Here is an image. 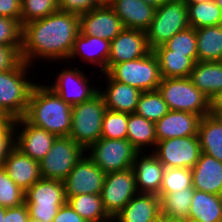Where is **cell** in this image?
Wrapping results in <instances>:
<instances>
[{
	"mask_svg": "<svg viewBox=\"0 0 222 222\" xmlns=\"http://www.w3.org/2000/svg\"><path fill=\"white\" fill-rule=\"evenodd\" d=\"M80 32L79 15L57 10L23 25L21 60L34 67L38 59L68 60Z\"/></svg>",
	"mask_w": 222,
	"mask_h": 222,
	"instance_id": "6da1fadb",
	"label": "cell"
},
{
	"mask_svg": "<svg viewBox=\"0 0 222 222\" xmlns=\"http://www.w3.org/2000/svg\"><path fill=\"white\" fill-rule=\"evenodd\" d=\"M24 118L30 124L57 137L69 136L72 106L64 102L47 84L36 83L31 91Z\"/></svg>",
	"mask_w": 222,
	"mask_h": 222,
	"instance_id": "7a4b0ae2",
	"label": "cell"
},
{
	"mask_svg": "<svg viewBox=\"0 0 222 222\" xmlns=\"http://www.w3.org/2000/svg\"><path fill=\"white\" fill-rule=\"evenodd\" d=\"M31 67L20 60L13 68L0 72V111L13 120L26 114L29 97L36 84L28 77Z\"/></svg>",
	"mask_w": 222,
	"mask_h": 222,
	"instance_id": "3957f363",
	"label": "cell"
},
{
	"mask_svg": "<svg viewBox=\"0 0 222 222\" xmlns=\"http://www.w3.org/2000/svg\"><path fill=\"white\" fill-rule=\"evenodd\" d=\"M169 110L209 115V98L204 95L189 77L162 78L157 88Z\"/></svg>",
	"mask_w": 222,
	"mask_h": 222,
	"instance_id": "277c9868",
	"label": "cell"
},
{
	"mask_svg": "<svg viewBox=\"0 0 222 222\" xmlns=\"http://www.w3.org/2000/svg\"><path fill=\"white\" fill-rule=\"evenodd\" d=\"M106 110L99 92L91 99L72 106L69 137L86 150L101 138L102 120Z\"/></svg>",
	"mask_w": 222,
	"mask_h": 222,
	"instance_id": "5b68a950",
	"label": "cell"
},
{
	"mask_svg": "<svg viewBox=\"0 0 222 222\" xmlns=\"http://www.w3.org/2000/svg\"><path fill=\"white\" fill-rule=\"evenodd\" d=\"M187 27V0H168L156 8L155 16L146 30L150 50L164 45L172 36Z\"/></svg>",
	"mask_w": 222,
	"mask_h": 222,
	"instance_id": "8992f818",
	"label": "cell"
},
{
	"mask_svg": "<svg viewBox=\"0 0 222 222\" xmlns=\"http://www.w3.org/2000/svg\"><path fill=\"white\" fill-rule=\"evenodd\" d=\"M24 196L29 217L42 222H52L67 201L63 181L55 179L41 178L25 191Z\"/></svg>",
	"mask_w": 222,
	"mask_h": 222,
	"instance_id": "52a82bcc",
	"label": "cell"
},
{
	"mask_svg": "<svg viewBox=\"0 0 222 222\" xmlns=\"http://www.w3.org/2000/svg\"><path fill=\"white\" fill-rule=\"evenodd\" d=\"M106 73L113 80L142 92L157 90L162 79L157 57L152 50L144 57L115 64Z\"/></svg>",
	"mask_w": 222,
	"mask_h": 222,
	"instance_id": "ba28073f",
	"label": "cell"
},
{
	"mask_svg": "<svg viewBox=\"0 0 222 222\" xmlns=\"http://www.w3.org/2000/svg\"><path fill=\"white\" fill-rule=\"evenodd\" d=\"M138 152L128 139H107L102 137L85 150V154L104 173L132 168Z\"/></svg>",
	"mask_w": 222,
	"mask_h": 222,
	"instance_id": "9c48e42d",
	"label": "cell"
},
{
	"mask_svg": "<svg viewBox=\"0 0 222 222\" xmlns=\"http://www.w3.org/2000/svg\"><path fill=\"white\" fill-rule=\"evenodd\" d=\"M84 154L85 150L69 136L56 137L51 149L39 161L41 177L63 181Z\"/></svg>",
	"mask_w": 222,
	"mask_h": 222,
	"instance_id": "30bf717a",
	"label": "cell"
},
{
	"mask_svg": "<svg viewBox=\"0 0 222 222\" xmlns=\"http://www.w3.org/2000/svg\"><path fill=\"white\" fill-rule=\"evenodd\" d=\"M152 152L165 167L192 169L199 160L201 147L197 135L158 141Z\"/></svg>",
	"mask_w": 222,
	"mask_h": 222,
	"instance_id": "8fae6325",
	"label": "cell"
},
{
	"mask_svg": "<svg viewBox=\"0 0 222 222\" xmlns=\"http://www.w3.org/2000/svg\"><path fill=\"white\" fill-rule=\"evenodd\" d=\"M137 193L133 168L106 173L101 192L104 210L113 218Z\"/></svg>",
	"mask_w": 222,
	"mask_h": 222,
	"instance_id": "7c38bea8",
	"label": "cell"
},
{
	"mask_svg": "<svg viewBox=\"0 0 222 222\" xmlns=\"http://www.w3.org/2000/svg\"><path fill=\"white\" fill-rule=\"evenodd\" d=\"M106 173L86 154L63 180L66 199L81 194H101Z\"/></svg>",
	"mask_w": 222,
	"mask_h": 222,
	"instance_id": "4fadbf2b",
	"label": "cell"
},
{
	"mask_svg": "<svg viewBox=\"0 0 222 222\" xmlns=\"http://www.w3.org/2000/svg\"><path fill=\"white\" fill-rule=\"evenodd\" d=\"M75 69V70H74ZM62 69L56 76V81L47 86L71 106L80 104L91 99L99 92V88L90 85L89 79L78 67Z\"/></svg>",
	"mask_w": 222,
	"mask_h": 222,
	"instance_id": "5bb4252c",
	"label": "cell"
},
{
	"mask_svg": "<svg viewBox=\"0 0 222 222\" xmlns=\"http://www.w3.org/2000/svg\"><path fill=\"white\" fill-rule=\"evenodd\" d=\"M14 124L15 147L33 160L41 161L51 149L57 136L30 124L24 117L14 120Z\"/></svg>",
	"mask_w": 222,
	"mask_h": 222,
	"instance_id": "9a60e30c",
	"label": "cell"
},
{
	"mask_svg": "<svg viewBox=\"0 0 222 222\" xmlns=\"http://www.w3.org/2000/svg\"><path fill=\"white\" fill-rule=\"evenodd\" d=\"M80 33L110 42L124 29L120 18L105 1L101 6L79 16Z\"/></svg>",
	"mask_w": 222,
	"mask_h": 222,
	"instance_id": "2e32d148",
	"label": "cell"
},
{
	"mask_svg": "<svg viewBox=\"0 0 222 222\" xmlns=\"http://www.w3.org/2000/svg\"><path fill=\"white\" fill-rule=\"evenodd\" d=\"M150 51L146 31L124 28L110 43L107 71L115 64L144 57Z\"/></svg>",
	"mask_w": 222,
	"mask_h": 222,
	"instance_id": "e0dca14e",
	"label": "cell"
},
{
	"mask_svg": "<svg viewBox=\"0 0 222 222\" xmlns=\"http://www.w3.org/2000/svg\"><path fill=\"white\" fill-rule=\"evenodd\" d=\"M148 152H138L133 162L136 188L138 193L159 195L165 166L153 152Z\"/></svg>",
	"mask_w": 222,
	"mask_h": 222,
	"instance_id": "ac0fdd59",
	"label": "cell"
},
{
	"mask_svg": "<svg viewBox=\"0 0 222 222\" xmlns=\"http://www.w3.org/2000/svg\"><path fill=\"white\" fill-rule=\"evenodd\" d=\"M120 18L124 28L146 31L156 8L142 0H105Z\"/></svg>",
	"mask_w": 222,
	"mask_h": 222,
	"instance_id": "d6986e66",
	"label": "cell"
},
{
	"mask_svg": "<svg viewBox=\"0 0 222 222\" xmlns=\"http://www.w3.org/2000/svg\"><path fill=\"white\" fill-rule=\"evenodd\" d=\"M201 117L183 111L170 110L155 123V134L158 141L176 137L197 135Z\"/></svg>",
	"mask_w": 222,
	"mask_h": 222,
	"instance_id": "ffe728a7",
	"label": "cell"
},
{
	"mask_svg": "<svg viewBox=\"0 0 222 222\" xmlns=\"http://www.w3.org/2000/svg\"><path fill=\"white\" fill-rule=\"evenodd\" d=\"M101 76L106 78L105 91L100 90L107 110L123 112V113H135L139 97L142 93L139 89L132 87L128 84L113 80L107 73H100ZM103 74V75H102Z\"/></svg>",
	"mask_w": 222,
	"mask_h": 222,
	"instance_id": "44dd1931",
	"label": "cell"
},
{
	"mask_svg": "<svg viewBox=\"0 0 222 222\" xmlns=\"http://www.w3.org/2000/svg\"><path fill=\"white\" fill-rule=\"evenodd\" d=\"M110 41L96 36L84 35L79 32L75 38L71 54L67 60L81 57L84 63L97 66L101 73L107 72V62L110 54Z\"/></svg>",
	"mask_w": 222,
	"mask_h": 222,
	"instance_id": "7402d4cb",
	"label": "cell"
},
{
	"mask_svg": "<svg viewBox=\"0 0 222 222\" xmlns=\"http://www.w3.org/2000/svg\"><path fill=\"white\" fill-rule=\"evenodd\" d=\"M8 176L23 191L29 189L36 181L40 180L39 161L33 160L14 147L2 165Z\"/></svg>",
	"mask_w": 222,
	"mask_h": 222,
	"instance_id": "603a6c76",
	"label": "cell"
},
{
	"mask_svg": "<svg viewBox=\"0 0 222 222\" xmlns=\"http://www.w3.org/2000/svg\"><path fill=\"white\" fill-rule=\"evenodd\" d=\"M191 170L194 189L222 196V162L201 153Z\"/></svg>",
	"mask_w": 222,
	"mask_h": 222,
	"instance_id": "cb8c5ba5",
	"label": "cell"
},
{
	"mask_svg": "<svg viewBox=\"0 0 222 222\" xmlns=\"http://www.w3.org/2000/svg\"><path fill=\"white\" fill-rule=\"evenodd\" d=\"M160 214L158 195L137 193L113 219L116 222H149Z\"/></svg>",
	"mask_w": 222,
	"mask_h": 222,
	"instance_id": "d4e9b609",
	"label": "cell"
},
{
	"mask_svg": "<svg viewBox=\"0 0 222 222\" xmlns=\"http://www.w3.org/2000/svg\"><path fill=\"white\" fill-rule=\"evenodd\" d=\"M189 79L210 99L222 90V61H197Z\"/></svg>",
	"mask_w": 222,
	"mask_h": 222,
	"instance_id": "484cf974",
	"label": "cell"
},
{
	"mask_svg": "<svg viewBox=\"0 0 222 222\" xmlns=\"http://www.w3.org/2000/svg\"><path fill=\"white\" fill-rule=\"evenodd\" d=\"M201 152L213 156L222 162V117L206 115L198 125Z\"/></svg>",
	"mask_w": 222,
	"mask_h": 222,
	"instance_id": "4316f807",
	"label": "cell"
},
{
	"mask_svg": "<svg viewBox=\"0 0 222 222\" xmlns=\"http://www.w3.org/2000/svg\"><path fill=\"white\" fill-rule=\"evenodd\" d=\"M152 51L157 57L162 78L189 77L196 63L185 54L173 53L165 45Z\"/></svg>",
	"mask_w": 222,
	"mask_h": 222,
	"instance_id": "83f0119b",
	"label": "cell"
},
{
	"mask_svg": "<svg viewBox=\"0 0 222 222\" xmlns=\"http://www.w3.org/2000/svg\"><path fill=\"white\" fill-rule=\"evenodd\" d=\"M188 217L202 222H222V196L194 189Z\"/></svg>",
	"mask_w": 222,
	"mask_h": 222,
	"instance_id": "f1b7e54d",
	"label": "cell"
},
{
	"mask_svg": "<svg viewBox=\"0 0 222 222\" xmlns=\"http://www.w3.org/2000/svg\"><path fill=\"white\" fill-rule=\"evenodd\" d=\"M127 139L139 152L150 147L153 151L157 143L155 123L136 113L128 114Z\"/></svg>",
	"mask_w": 222,
	"mask_h": 222,
	"instance_id": "f546056e",
	"label": "cell"
},
{
	"mask_svg": "<svg viewBox=\"0 0 222 222\" xmlns=\"http://www.w3.org/2000/svg\"><path fill=\"white\" fill-rule=\"evenodd\" d=\"M187 13L194 29L222 25V10L214 0H187Z\"/></svg>",
	"mask_w": 222,
	"mask_h": 222,
	"instance_id": "4dcf8cb0",
	"label": "cell"
},
{
	"mask_svg": "<svg viewBox=\"0 0 222 222\" xmlns=\"http://www.w3.org/2000/svg\"><path fill=\"white\" fill-rule=\"evenodd\" d=\"M198 61H222V25L196 29Z\"/></svg>",
	"mask_w": 222,
	"mask_h": 222,
	"instance_id": "1f68e13d",
	"label": "cell"
},
{
	"mask_svg": "<svg viewBox=\"0 0 222 222\" xmlns=\"http://www.w3.org/2000/svg\"><path fill=\"white\" fill-rule=\"evenodd\" d=\"M66 202L87 222H106L111 219L104 210L101 194L70 196Z\"/></svg>",
	"mask_w": 222,
	"mask_h": 222,
	"instance_id": "d6a6232c",
	"label": "cell"
},
{
	"mask_svg": "<svg viewBox=\"0 0 222 222\" xmlns=\"http://www.w3.org/2000/svg\"><path fill=\"white\" fill-rule=\"evenodd\" d=\"M194 188L166 194L160 199L161 214L168 218L186 220L192 203Z\"/></svg>",
	"mask_w": 222,
	"mask_h": 222,
	"instance_id": "836d02e7",
	"label": "cell"
},
{
	"mask_svg": "<svg viewBox=\"0 0 222 222\" xmlns=\"http://www.w3.org/2000/svg\"><path fill=\"white\" fill-rule=\"evenodd\" d=\"M169 111L159 91L153 90L141 93L135 113L156 123Z\"/></svg>",
	"mask_w": 222,
	"mask_h": 222,
	"instance_id": "e575fe53",
	"label": "cell"
},
{
	"mask_svg": "<svg viewBox=\"0 0 222 222\" xmlns=\"http://www.w3.org/2000/svg\"><path fill=\"white\" fill-rule=\"evenodd\" d=\"M193 187L192 170L189 168L164 167L159 198L164 195Z\"/></svg>",
	"mask_w": 222,
	"mask_h": 222,
	"instance_id": "d590c367",
	"label": "cell"
},
{
	"mask_svg": "<svg viewBox=\"0 0 222 222\" xmlns=\"http://www.w3.org/2000/svg\"><path fill=\"white\" fill-rule=\"evenodd\" d=\"M196 43V29L189 26L172 36L164 45L169 50H173V53L185 54L197 62L198 52Z\"/></svg>",
	"mask_w": 222,
	"mask_h": 222,
	"instance_id": "8d00e7d4",
	"label": "cell"
},
{
	"mask_svg": "<svg viewBox=\"0 0 222 222\" xmlns=\"http://www.w3.org/2000/svg\"><path fill=\"white\" fill-rule=\"evenodd\" d=\"M128 113L106 110L102 120L101 137L127 139Z\"/></svg>",
	"mask_w": 222,
	"mask_h": 222,
	"instance_id": "74e56055",
	"label": "cell"
},
{
	"mask_svg": "<svg viewBox=\"0 0 222 222\" xmlns=\"http://www.w3.org/2000/svg\"><path fill=\"white\" fill-rule=\"evenodd\" d=\"M58 10V0H21V25L45 18Z\"/></svg>",
	"mask_w": 222,
	"mask_h": 222,
	"instance_id": "f35d334b",
	"label": "cell"
},
{
	"mask_svg": "<svg viewBox=\"0 0 222 222\" xmlns=\"http://www.w3.org/2000/svg\"><path fill=\"white\" fill-rule=\"evenodd\" d=\"M25 191L18 187L0 165V206L11 208L25 203Z\"/></svg>",
	"mask_w": 222,
	"mask_h": 222,
	"instance_id": "ab89813d",
	"label": "cell"
},
{
	"mask_svg": "<svg viewBox=\"0 0 222 222\" xmlns=\"http://www.w3.org/2000/svg\"><path fill=\"white\" fill-rule=\"evenodd\" d=\"M23 26L18 20L0 16V45L21 53Z\"/></svg>",
	"mask_w": 222,
	"mask_h": 222,
	"instance_id": "60d3db41",
	"label": "cell"
},
{
	"mask_svg": "<svg viewBox=\"0 0 222 222\" xmlns=\"http://www.w3.org/2000/svg\"><path fill=\"white\" fill-rule=\"evenodd\" d=\"M105 0H58V10L82 15L101 6Z\"/></svg>",
	"mask_w": 222,
	"mask_h": 222,
	"instance_id": "b9f144b4",
	"label": "cell"
},
{
	"mask_svg": "<svg viewBox=\"0 0 222 222\" xmlns=\"http://www.w3.org/2000/svg\"><path fill=\"white\" fill-rule=\"evenodd\" d=\"M14 147H15V124L14 120H12L0 132V165L4 164L6 157Z\"/></svg>",
	"mask_w": 222,
	"mask_h": 222,
	"instance_id": "7bdbcfd3",
	"label": "cell"
},
{
	"mask_svg": "<svg viewBox=\"0 0 222 222\" xmlns=\"http://www.w3.org/2000/svg\"><path fill=\"white\" fill-rule=\"evenodd\" d=\"M20 60L16 49L0 45V72L13 68Z\"/></svg>",
	"mask_w": 222,
	"mask_h": 222,
	"instance_id": "ee69618b",
	"label": "cell"
},
{
	"mask_svg": "<svg viewBox=\"0 0 222 222\" xmlns=\"http://www.w3.org/2000/svg\"><path fill=\"white\" fill-rule=\"evenodd\" d=\"M0 16L15 19L21 23V0H0Z\"/></svg>",
	"mask_w": 222,
	"mask_h": 222,
	"instance_id": "f6af8a7d",
	"label": "cell"
},
{
	"mask_svg": "<svg viewBox=\"0 0 222 222\" xmlns=\"http://www.w3.org/2000/svg\"><path fill=\"white\" fill-rule=\"evenodd\" d=\"M28 220V207L23 203L16 207L7 208L3 222H28Z\"/></svg>",
	"mask_w": 222,
	"mask_h": 222,
	"instance_id": "bcb514c9",
	"label": "cell"
},
{
	"mask_svg": "<svg viewBox=\"0 0 222 222\" xmlns=\"http://www.w3.org/2000/svg\"><path fill=\"white\" fill-rule=\"evenodd\" d=\"M52 222H87L66 202L59 208Z\"/></svg>",
	"mask_w": 222,
	"mask_h": 222,
	"instance_id": "7dc6e473",
	"label": "cell"
},
{
	"mask_svg": "<svg viewBox=\"0 0 222 222\" xmlns=\"http://www.w3.org/2000/svg\"><path fill=\"white\" fill-rule=\"evenodd\" d=\"M209 114L222 117V90L209 99Z\"/></svg>",
	"mask_w": 222,
	"mask_h": 222,
	"instance_id": "c3c4849f",
	"label": "cell"
},
{
	"mask_svg": "<svg viewBox=\"0 0 222 222\" xmlns=\"http://www.w3.org/2000/svg\"><path fill=\"white\" fill-rule=\"evenodd\" d=\"M7 114L2 113L0 115V132L12 121Z\"/></svg>",
	"mask_w": 222,
	"mask_h": 222,
	"instance_id": "681fc988",
	"label": "cell"
},
{
	"mask_svg": "<svg viewBox=\"0 0 222 222\" xmlns=\"http://www.w3.org/2000/svg\"><path fill=\"white\" fill-rule=\"evenodd\" d=\"M143 2H145L146 4H149L155 8H158L159 6H161L162 4H164L165 2H167L168 0H142Z\"/></svg>",
	"mask_w": 222,
	"mask_h": 222,
	"instance_id": "f907efd6",
	"label": "cell"
},
{
	"mask_svg": "<svg viewBox=\"0 0 222 222\" xmlns=\"http://www.w3.org/2000/svg\"><path fill=\"white\" fill-rule=\"evenodd\" d=\"M160 222H183V221L182 220L168 218V217L163 216L162 214H160Z\"/></svg>",
	"mask_w": 222,
	"mask_h": 222,
	"instance_id": "816d5d0a",
	"label": "cell"
},
{
	"mask_svg": "<svg viewBox=\"0 0 222 222\" xmlns=\"http://www.w3.org/2000/svg\"><path fill=\"white\" fill-rule=\"evenodd\" d=\"M6 209H7V208H4V207L0 206V222H3Z\"/></svg>",
	"mask_w": 222,
	"mask_h": 222,
	"instance_id": "f5cc1de1",
	"label": "cell"
},
{
	"mask_svg": "<svg viewBox=\"0 0 222 222\" xmlns=\"http://www.w3.org/2000/svg\"><path fill=\"white\" fill-rule=\"evenodd\" d=\"M183 222H202V221H199V220H196V219H193V218H187L186 220H184Z\"/></svg>",
	"mask_w": 222,
	"mask_h": 222,
	"instance_id": "db71d44e",
	"label": "cell"
},
{
	"mask_svg": "<svg viewBox=\"0 0 222 222\" xmlns=\"http://www.w3.org/2000/svg\"><path fill=\"white\" fill-rule=\"evenodd\" d=\"M28 222H42V221H40L39 219L29 217Z\"/></svg>",
	"mask_w": 222,
	"mask_h": 222,
	"instance_id": "11a10c76",
	"label": "cell"
},
{
	"mask_svg": "<svg viewBox=\"0 0 222 222\" xmlns=\"http://www.w3.org/2000/svg\"><path fill=\"white\" fill-rule=\"evenodd\" d=\"M222 10V0H214Z\"/></svg>",
	"mask_w": 222,
	"mask_h": 222,
	"instance_id": "9f6ffc18",
	"label": "cell"
},
{
	"mask_svg": "<svg viewBox=\"0 0 222 222\" xmlns=\"http://www.w3.org/2000/svg\"><path fill=\"white\" fill-rule=\"evenodd\" d=\"M149 222H160V215L157 218H155V219H153V220H151Z\"/></svg>",
	"mask_w": 222,
	"mask_h": 222,
	"instance_id": "6f0895ef",
	"label": "cell"
},
{
	"mask_svg": "<svg viewBox=\"0 0 222 222\" xmlns=\"http://www.w3.org/2000/svg\"><path fill=\"white\" fill-rule=\"evenodd\" d=\"M106 222H116V221L113 218H111L110 220H108Z\"/></svg>",
	"mask_w": 222,
	"mask_h": 222,
	"instance_id": "680465c9",
	"label": "cell"
}]
</instances>
